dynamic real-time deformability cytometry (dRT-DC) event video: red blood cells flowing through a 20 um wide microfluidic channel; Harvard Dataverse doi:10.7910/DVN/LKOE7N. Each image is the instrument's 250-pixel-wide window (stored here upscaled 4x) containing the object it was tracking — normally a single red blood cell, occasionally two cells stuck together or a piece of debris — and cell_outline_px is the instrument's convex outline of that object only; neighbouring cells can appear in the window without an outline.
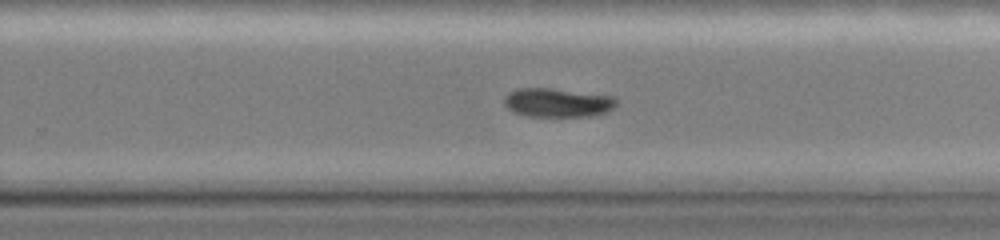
{"species": "common noctule bat (a hibernating species)", "species_latin": "Nyctalus noctula", "temperature_condition": "cold", "stored_images_in_passage": 34, "camera_frame_rate_fps": 3000, "um_per_image_px": 0.085, "animal": {"sex": "female", "body_mass_g": 19.0, "forearm_length_mm": 51.5}, "frame": {"image": 1, "passage_image": 17, "time_ms": 5.333, "image_size_px": [1000, 240], "cell_outline_px": [[616, 104], [608, 112], [592, 116], [528, 116], [512, 112], [504, 104], [504, 96], [508, 92], [516, 88], [552, 88], [616, 96]], "centroid_in_image_um": [47.38, 8.71], "position_along_channel_um": 282.4, "area_um2": 19.13}}
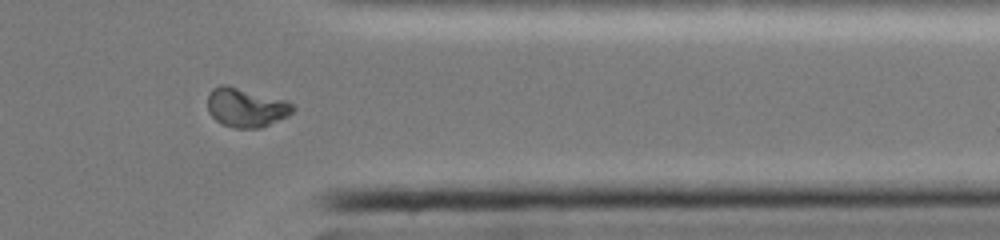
{"frame": {"image": 2, "passage_image": 25, "time_ms": 8.0, "image_size_px": [1000, 240], "cell_outline_px": [[296, 108], [288, 116], [260, 128], [236, 128], [224, 124], [216, 120], [208, 112], [208, 92], [212, 88], [220, 84], [228, 84], [284, 100], [292, 104]], "centroid_in_image_um": [20.89, 9.12], "position_along_channel_um": 390.5, "area_um2": 19.42}}
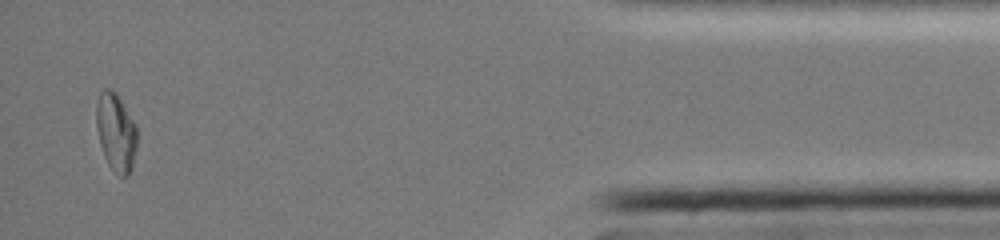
{"frame": {"image": 3, "passage_image": 32, "time_ms": 10.333, "image_size_px": [1000, 240], "cell_outline_px": [[136, 148], [132, 168], [128, 176], [120, 176], [108, 164], [104, 156], [100, 144], [96, 128], [96, 104], [100, 88], [112, 88], [116, 92], [136, 124]], "centroid_in_image_um": [9.84, 11.19], "position_along_channel_um": 425.4, "area_um2": 18.73}, "authors_computed_cell_mechanics": {"area_um2": 19.2185, "velocity_mm_per_s": 4.053, "shape_relaxation_time_tau1_ms": 7.4401, "shape_relaxation_time_tau2_ms": null, "deformation_change_tau1": 0.1151, "deformation_change_tau2": null}}